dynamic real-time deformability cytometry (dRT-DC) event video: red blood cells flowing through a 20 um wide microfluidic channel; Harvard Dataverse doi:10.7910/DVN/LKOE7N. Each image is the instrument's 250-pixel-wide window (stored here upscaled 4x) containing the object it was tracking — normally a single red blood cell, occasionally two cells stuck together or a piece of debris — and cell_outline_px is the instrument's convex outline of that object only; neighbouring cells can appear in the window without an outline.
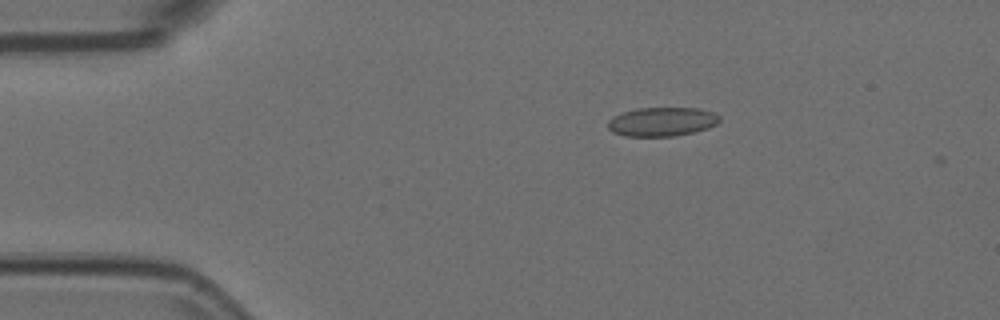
{"species": "Egyptian fruit bat (a non-hibernating species)", "species_latin": "Rousettus aegyptiacus", "temperature_condition": "room temperature", "stored_images_in_passage": 46, "camera_frame_rate_fps": 3000, "um_per_image_px": 0.085, "animal": {"sex": "female"}, "frame": {"image": 1, "passage_image": 2, "time_ms": 0.333, "image_size_px": [1000, 320], "cell_outline_px": [[720, 120], [716, 124], [708, 128], [676, 136], [624, 136], [612, 132], [608, 128], [608, 120], [612, 116], [636, 108], [700, 108], [712, 112], [720, 116]], "centroid_in_image_um": [56.25, 10.34], "position_along_channel_um": 28.8, "area_um2": 18.9}}
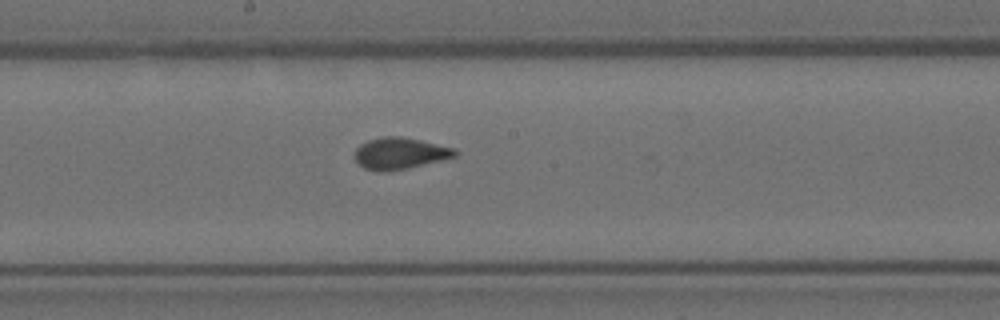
{"frame": {"image": 2, "passage_image": 21, "time_ms": 6.667, "image_size_px": [1000, 320], "cell_outline_px": [[460, 152], [456, 156], [408, 168], [384, 172], [380, 172], [364, 168], [356, 160], [356, 148], [360, 144], [368, 140], [384, 136], [404, 136], [452, 148]], "centroid_in_image_um": [33.98, 13.03], "position_along_channel_um": 214.2, "area_um2": 18.26}}
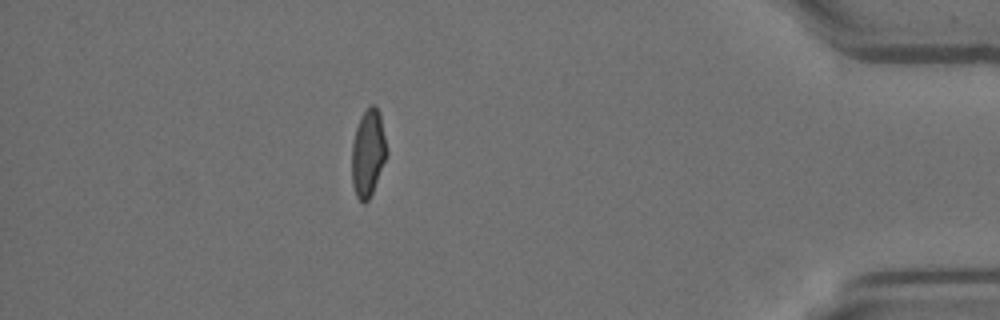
{"frame": {"image": 3, "passage_image": 40, "time_ms": 13.0, "image_size_px": [1000, 320], "cell_outline_px": [[388, 152], [372, 192], [368, 200], [364, 204], [356, 196], [352, 184], [352, 144], [356, 128], [360, 116], [372, 104], [380, 112]], "centroid_in_image_um": [31.28, 13.0], "position_along_channel_um": 403.9, "area_um2": 17.57}, "authors_computed_cell_mechanics": {"area_um2": 18.1203, "velocity_mm_per_s": 3.7577, "shape_relaxation_time_tau1_ms": null, "shape_relaxation_time_tau2_ms": 0.6686, "deformation_change_tau1": null, "deformation_change_tau2": 0.0628}}